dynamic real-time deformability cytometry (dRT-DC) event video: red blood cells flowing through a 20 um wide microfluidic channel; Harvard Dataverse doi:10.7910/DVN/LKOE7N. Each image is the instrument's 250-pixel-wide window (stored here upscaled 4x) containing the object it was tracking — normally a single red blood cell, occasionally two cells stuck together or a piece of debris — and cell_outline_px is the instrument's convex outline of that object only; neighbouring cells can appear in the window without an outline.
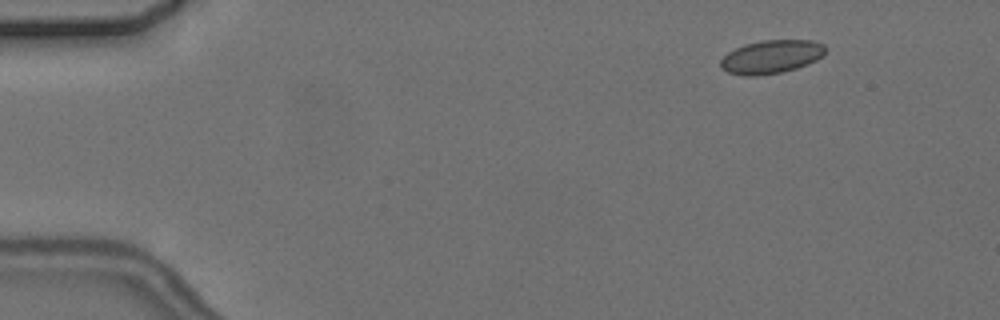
{"species": "common noctule bat (a hibernating species)", "species_latin": "Nyctalus noctula", "temperature_condition": "cold", "stored_images_in_passage": 5, "camera_frame_rate_fps": 3000, "um_per_image_px": 0.085, "animal": {"sex": "female", "body_mass_g": 24.6, "forearm_length_mm": 56.2}, "frame": {"image": 1, "passage_image": 2, "time_ms": 1.0, "image_size_px": [1000, 320], "cell_outline_px": [[828, 48], [816, 60], [808, 64], [796, 68], [780, 72], [756, 76], [744, 76], [728, 72], [720, 68], [720, 60], [728, 52], [744, 44], [760, 40], [812, 40], [824, 44]], "centroid_in_image_um": [65.54, 4.82], "position_along_channel_um": 19.5, "area_um2": 20.46}}
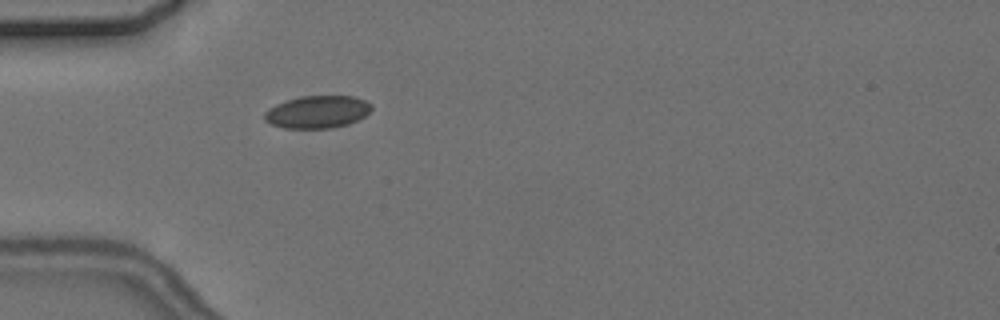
{"frame": {"image": 2, "passage_image": 5, "time_ms": 4.667, "image_size_px": [1000, 320], "cell_outline_px": [[372, 108], [364, 116], [348, 124], [332, 128], [284, 128], [268, 124], [264, 120], [264, 112], [268, 108], [276, 104], [300, 96], [356, 96], [372, 104]], "centroid_in_image_um": [26.94, 9.51], "position_along_channel_um": 58.1, "area_um2": 20.35}}